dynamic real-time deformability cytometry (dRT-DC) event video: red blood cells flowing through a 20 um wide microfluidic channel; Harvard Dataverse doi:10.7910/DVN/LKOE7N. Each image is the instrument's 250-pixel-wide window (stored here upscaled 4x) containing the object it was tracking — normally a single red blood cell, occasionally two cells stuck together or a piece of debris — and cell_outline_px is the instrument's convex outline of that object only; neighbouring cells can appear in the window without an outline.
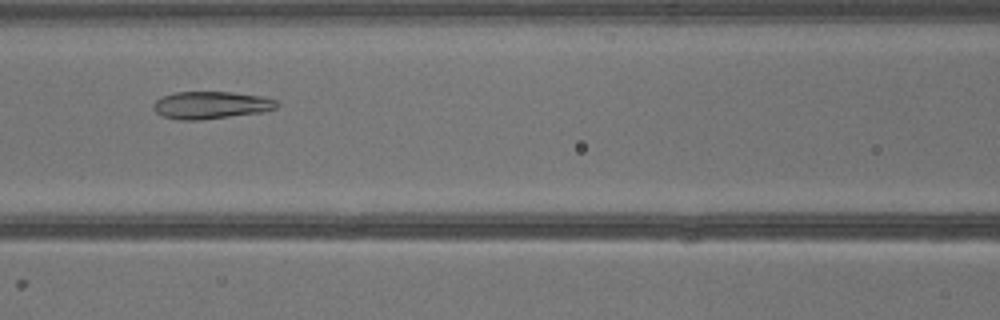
{"species": "common noctule bat (a hibernating species)", "species_latin": "Nyctalus noctula", "temperature_condition": "warm", "stored_images_in_passage": 36, "camera_frame_rate_fps": 3000, "um_per_image_px": 0.085, "animal": {"sex": "male", "body_mass_g": 13.3}, "frame": {"image": 1, "passage_image": 14, "time_ms": 4.333, "image_size_px": [1000, 320], "cell_outline_px": [[280, 104], [276, 108], [260, 112], [200, 120], [180, 120], [164, 116], [156, 112], [152, 108], [152, 104], [160, 96], [176, 92], [232, 92], [264, 96], [276, 100]], "centroid_in_image_um": [17.92, 8.92], "position_along_channel_um": 148.7, "area_um2": 19.77}}
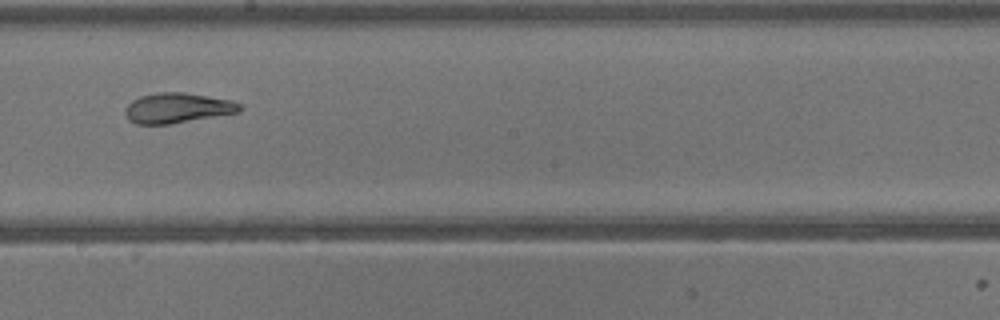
{"frame": {"image": 2, "passage_image": 19, "time_ms": 6.0, "image_size_px": [1000, 320], "cell_outline_px": [[244, 108], [240, 112], [168, 124], [136, 124], [128, 120], [124, 112], [124, 108], [132, 100], [140, 96], [156, 92], [184, 92], [232, 100], [244, 104]], "centroid_in_image_um": [15.1, 9.17], "position_along_channel_um": 233.1, "area_um2": 20.35}}
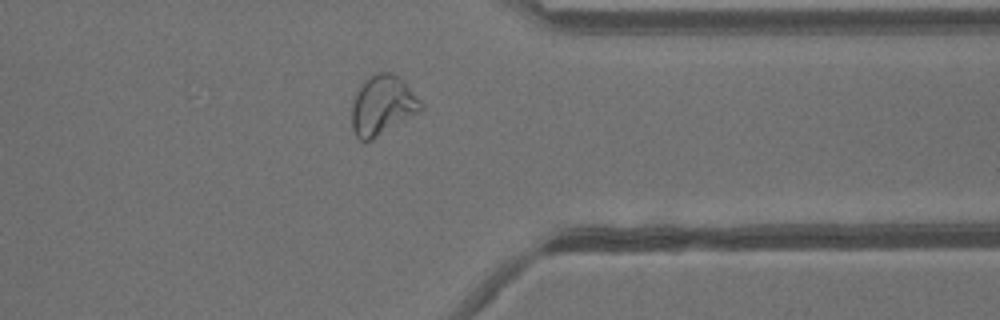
{"frame": {"image": 3, "passage_image": 28, "time_ms": 9.0, "image_size_px": [1000, 320], "cell_outline_px": [[424, 108], [420, 112], [372, 140], [364, 144], [356, 136], [352, 128], [352, 100], [356, 88], [368, 76], [376, 72], [392, 72], [400, 76], [404, 80], [424, 104]], "centroid_in_image_um": [32.5, 8.94], "position_along_channel_um": 378.9, "area_um2": 24.74}}